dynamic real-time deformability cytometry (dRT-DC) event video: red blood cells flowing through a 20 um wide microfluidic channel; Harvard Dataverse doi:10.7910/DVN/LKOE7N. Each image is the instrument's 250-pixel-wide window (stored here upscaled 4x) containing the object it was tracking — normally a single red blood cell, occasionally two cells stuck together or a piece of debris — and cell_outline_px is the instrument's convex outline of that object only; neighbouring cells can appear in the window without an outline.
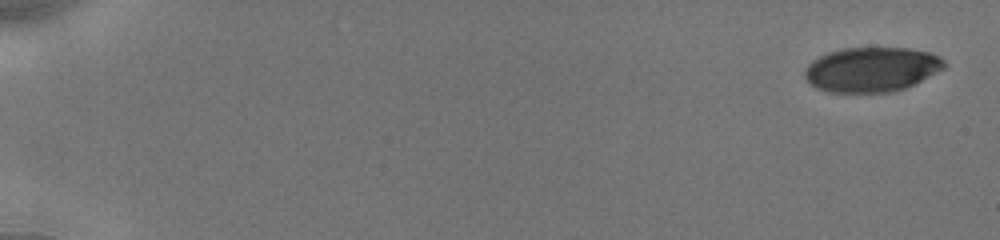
{"species": "human", "species_latin": "Homo sapiens", "temperature_condition": "cold", "stored_images_in_passage": 7, "camera_frame_rate_fps": 3000, "um_per_image_px": 0.085, "donor": {"sex": "male"}, "frame": {"image": 1, "passage_image": 1, "time_ms": 0.0, "image_size_px": [1000, 240], "cell_outline_px": [[948, 64], [944, 68], [904, 88], [892, 92], [828, 92], [816, 88], [804, 76], [804, 72], [808, 64], [812, 60], [828, 52], [844, 48], [908, 48], [928, 52], [940, 56]], "centroid_in_image_um": [74.08, 5.9], "position_along_channel_um": 10.9, "area_um2": 36.13}}
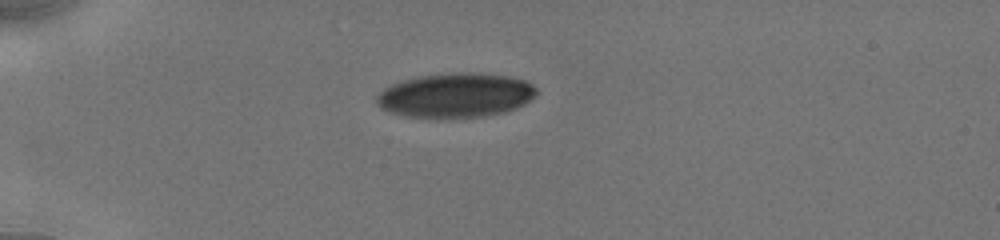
{"frame": {"image": 2, "passage_image": 5, "time_ms": 4.667, "image_size_px": [1000, 240], "cell_outline_px": [[536, 96], [524, 104], [516, 108], [504, 112], [480, 116], [408, 116], [392, 112], [380, 108], [376, 100], [376, 96], [384, 88], [392, 84], [404, 80], [420, 76], [460, 72], [468, 72], [508, 76], [524, 80], [532, 84], [536, 88]], "centroid_in_image_um": [38.75, 8.07], "position_along_channel_um": 46.3, "area_um2": 40.58}}